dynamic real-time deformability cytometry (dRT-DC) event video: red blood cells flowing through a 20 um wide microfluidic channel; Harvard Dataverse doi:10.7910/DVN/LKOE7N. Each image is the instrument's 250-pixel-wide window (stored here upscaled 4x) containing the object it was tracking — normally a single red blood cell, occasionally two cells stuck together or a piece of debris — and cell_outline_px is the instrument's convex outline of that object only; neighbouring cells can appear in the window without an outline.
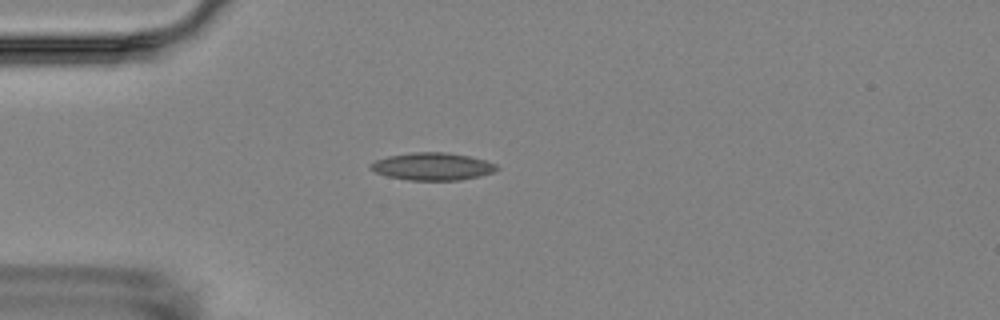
{"species": "Egyptian fruit bat (a non-hibernating species)", "species_latin": "Rousettus aegyptiacus", "temperature_condition": "room temperature", "stored_images_in_passage": 2, "camera_frame_rate_fps": 3000, "um_per_image_px": 0.085, "animal": {"sex": "female"}, "frame": {"image": 1, "passage_image": 2, "time_ms": 1.0, "image_size_px": [1000, 320], "cell_outline_px": [[500, 168], [492, 172], [480, 176], [460, 180], [408, 180], [388, 176], [376, 172], [368, 168], [376, 160], [388, 156], [412, 152], [448, 152], [468, 156], [484, 160], [496, 164]], "centroid_in_image_um": [36.77, 14.14], "position_along_channel_um": 48.2, "area_um2": 20.11}}